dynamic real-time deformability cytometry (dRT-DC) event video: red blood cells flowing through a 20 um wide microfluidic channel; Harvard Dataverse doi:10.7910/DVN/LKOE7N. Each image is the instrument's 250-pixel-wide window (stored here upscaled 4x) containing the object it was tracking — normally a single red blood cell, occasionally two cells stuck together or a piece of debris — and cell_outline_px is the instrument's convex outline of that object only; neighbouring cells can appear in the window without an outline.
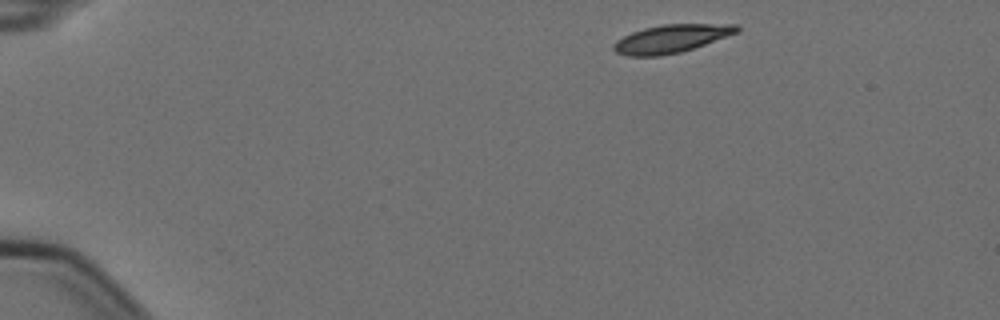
{"species": "Egyptian fruit bat (a non-hibernating species)", "species_latin": "Rousettus aegyptiacus", "temperature_condition": "cold", "stored_images_in_passage": 7, "camera_frame_rate_fps": 3000, "um_per_image_px": 0.085, "animal": {"sex": "female"}, "frame": {"image": 1, "passage_image": 1, "time_ms": 0.0, "image_size_px": [1000, 320], "cell_outline_px": [[740, 32], [680, 52], [660, 56], [628, 56], [616, 52], [612, 48], [612, 44], [616, 40], [632, 32], [644, 28], [664, 24], [740, 24]], "centroid_in_image_um": [57.06, 3.28], "position_along_channel_um": 27.9, "area_um2": 20.17}}
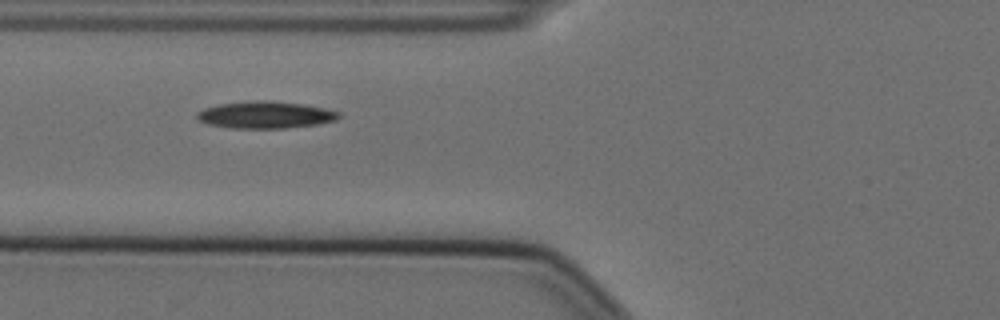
{"frame": {"image": 2, "passage_image": 5, "time_ms": 1.333, "image_size_px": [1000, 320], "cell_outline_px": [[340, 116], [336, 120], [316, 124], [288, 128], [228, 128], [208, 124], [200, 120], [196, 116], [196, 112], [204, 108], [220, 104], [252, 100], [268, 100], [304, 104], [324, 108], [340, 112]], "centroid_in_image_um": [22.55, 9.76], "position_along_channel_um": 103.3, "area_um2": 22.37}}
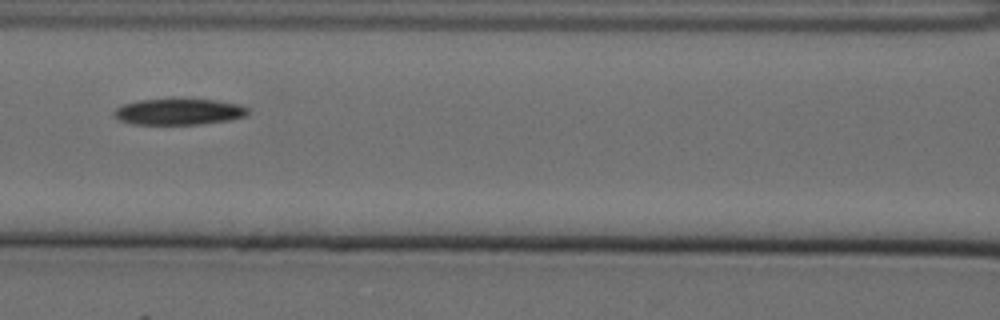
{"frame": {"image": 3, "passage_image": 6, "time_ms": 1.667, "image_size_px": [1000, 320], "cell_outline_px": [[248, 116], [232, 120], [200, 124], [132, 124], [120, 120], [116, 116], [116, 108], [124, 104], [136, 100], [172, 96], [180, 96], [220, 100], [240, 104], [248, 108]], "centroid_in_image_um": [15.27, 9.44], "position_along_channel_um": 151.3, "area_um2": 21.56}}